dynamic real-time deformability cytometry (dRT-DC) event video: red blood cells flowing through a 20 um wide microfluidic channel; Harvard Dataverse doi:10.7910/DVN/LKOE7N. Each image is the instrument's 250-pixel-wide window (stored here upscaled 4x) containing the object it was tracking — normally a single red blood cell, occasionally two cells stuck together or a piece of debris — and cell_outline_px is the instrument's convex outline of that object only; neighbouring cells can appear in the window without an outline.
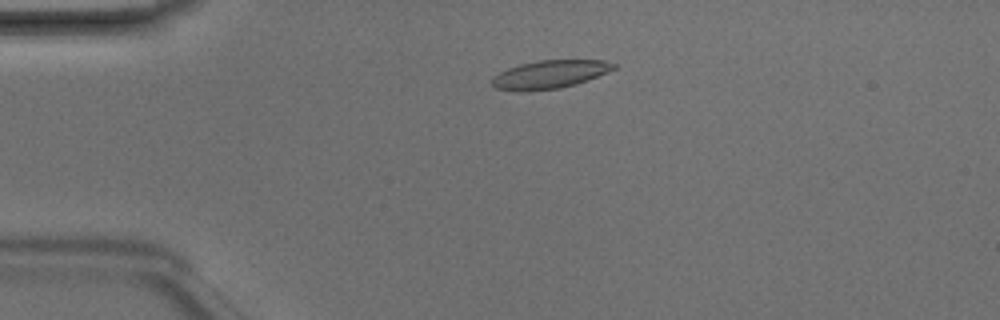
{"species": "Egyptian fruit bat (a non-hibernating species)", "species_latin": "Rousettus aegyptiacus", "temperature_condition": "room temperature", "stored_images_in_passage": 43, "camera_frame_rate_fps": 3000, "um_per_image_px": 0.085, "animal": {"sex": "male"}, "frame": {"image": 1, "passage_image": 6, "time_ms": 1.667, "image_size_px": [1000, 320], "cell_outline_px": [[616, 68], [588, 80], [576, 84], [560, 88], [528, 92], [496, 88], [492, 84], [492, 76], [508, 68], [520, 64], [540, 60], [604, 60], [616, 64]], "centroid_in_image_um": [46.73, 6.33], "position_along_channel_um": 38.3, "area_um2": 20.0}}
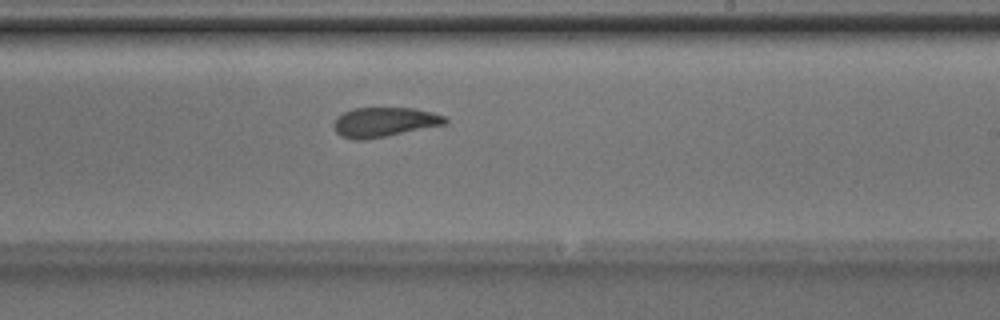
{"frame": {"image": 2, "passage_image": 24, "time_ms": 7.667, "image_size_px": [1000, 320], "cell_outline_px": [[448, 124], [364, 140], [356, 140], [340, 136], [336, 132], [332, 124], [336, 116], [352, 108], [412, 108], [432, 112], [444, 116], [448, 120]], "centroid_in_image_um": [32.64, 10.38], "position_along_channel_um": 256.4, "area_um2": 19.31}}
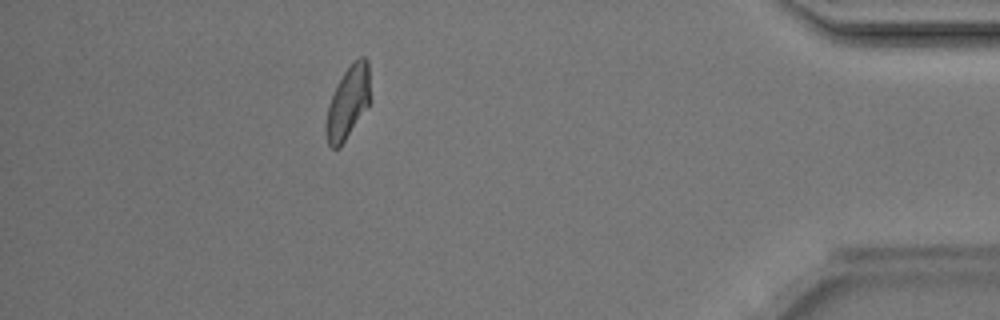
{"frame": {"image": 3, "passage_image": 38, "time_ms": 12.333, "image_size_px": [1000, 320], "cell_outline_px": [[368, 104], [340, 148], [332, 148], [328, 144], [324, 132], [324, 128], [328, 104], [332, 92], [336, 84], [344, 72], [360, 56], [364, 56], [368, 60]], "centroid_in_image_um": [29.5, 8.74], "position_along_channel_um": 405.7, "area_um2": 18.32}, "authors_computed_cell_mechanics": {"area_um2": 19.8832, "velocity_mm_per_s": 4.2114, "shape_relaxation_time_tau1_ms": 3.3825, "shape_relaxation_time_tau2_ms": 2.475, "deformation_change_tau1": 0.1488, "deformation_change_tau2": 0.0977}}